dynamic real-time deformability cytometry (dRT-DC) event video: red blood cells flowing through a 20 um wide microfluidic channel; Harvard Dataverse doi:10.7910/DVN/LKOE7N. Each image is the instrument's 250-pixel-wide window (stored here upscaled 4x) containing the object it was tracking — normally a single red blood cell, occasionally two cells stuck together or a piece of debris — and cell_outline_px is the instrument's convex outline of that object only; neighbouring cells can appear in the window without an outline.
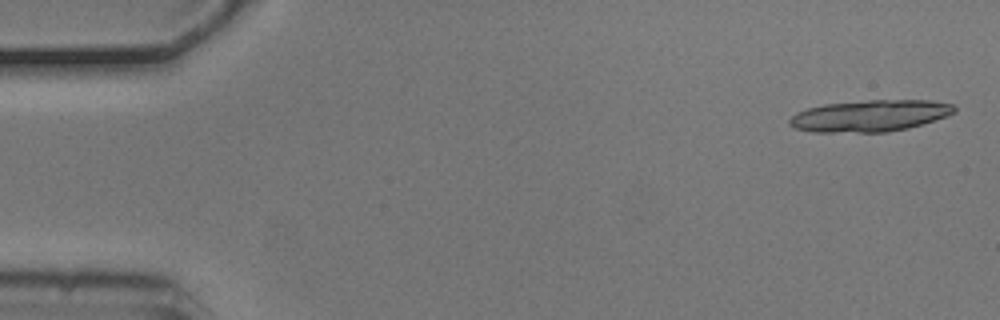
{"species": "common noctule bat (a hibernating species)", "species_latin": "Nyctalus noctula", "temperature_condition": "cold", "stored_images_in_passage": 6, "camera_frame_rate_fps": 3000, "um_per_image_px": 0.085, "animal": {"sex": "male", "body_mass_g": 20.5, "forearm_length_mm": 52.5}, "frame": {"image": 1, "passage_image": 1, "time_ms": 0.0, "image_size_px": [1000, 320], "cell_outline_px": [[956, 112], [948, 116], [908, 128], [888, 132], [812, 132], [796, 128], [788, 124], [788, 120], [796, 112], [808, 108], [824, 104], [868, 100], [932, 100], [956, 104]], "centroid_in_image_um": [73.98, 9.83], "position_along_channel_um": 11.0, "area_um2": 30.58}}